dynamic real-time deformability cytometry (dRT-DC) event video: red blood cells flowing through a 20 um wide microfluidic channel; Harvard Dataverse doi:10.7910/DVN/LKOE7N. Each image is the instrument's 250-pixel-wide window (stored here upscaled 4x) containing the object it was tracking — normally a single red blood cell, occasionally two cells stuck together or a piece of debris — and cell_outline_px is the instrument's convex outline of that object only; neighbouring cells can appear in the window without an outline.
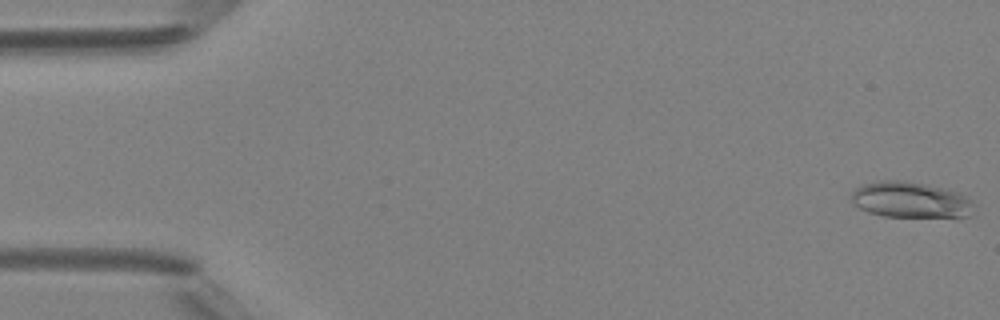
{"species": "Egyptian fruit bat (a non-hibernating species)", "species_latin": "Rousettus aegyptiacus", "temperature_condition": "room temperature", "stored_images_in_passage": 6, "camera_frame_rate_fps": 3000, "um_per_image_px": 0.085, "animal": {"sex": "female"}, "frame": {"image": 1, "passage_image": 1, "time_ms": 0.0, "image_size_px": [1000, 320], "cell_outline_px": [[972, 216], [960, 220], [956, 220], [884, 216], [868, 212], [852, 204], [852, 192], [860, 184], [880, 180], [900, 180], [924, 184], [944, 188], [960, 192], [972, 200]], "centroid_in_image_um": [77.48, 17.04], "position_along_channel_um": 7.5, "area_um2": 26.88}}
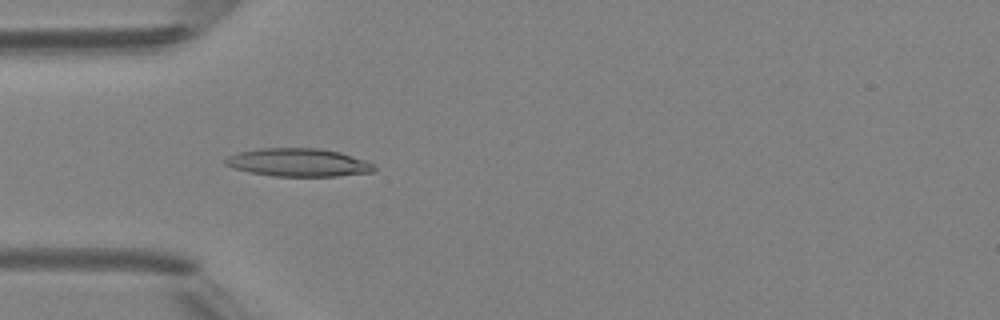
{"frame": {"image": 2, "passage_image": 5, "time_ms": 4.667, "image_size_px": [1000, 320], "cell_outline_px": [[376, 168], [372, 172], [336, 176], [272, 176], [232, 168], [224, 164], [224, 160], [228, 156], [236, 152], [260, 148], [320, 148], [340, 152], [376, 164]], "centroid_in_image_um": [25.35, 13.8], "position_along_channel_um": 59.7, "area_um2": 24.45}}
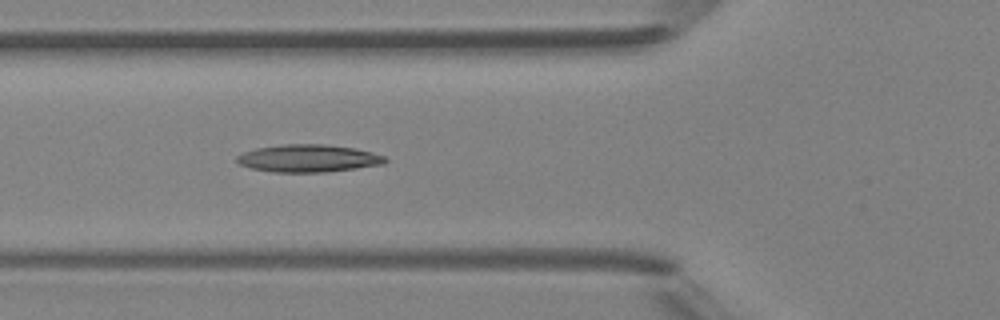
{"frame": {"image": 3, "passage_image": 6, "time_ms": 5.667, "image_size_px": [1000, 320], "cell_outline_px": [[388, 160], [384, 164], [356, 168], [324, 172], [272, 172], [252, 168], [240, 164], [236, 160], [236, 156], [244, 152], [256, 148], [284, 144], [324, 144], [356, 148], [372, 152], [384, 156]], "centroid_in_image_um": [26.22, 13.45], "position_along_channel_um": 99.6, "area_um2": 23.76}}